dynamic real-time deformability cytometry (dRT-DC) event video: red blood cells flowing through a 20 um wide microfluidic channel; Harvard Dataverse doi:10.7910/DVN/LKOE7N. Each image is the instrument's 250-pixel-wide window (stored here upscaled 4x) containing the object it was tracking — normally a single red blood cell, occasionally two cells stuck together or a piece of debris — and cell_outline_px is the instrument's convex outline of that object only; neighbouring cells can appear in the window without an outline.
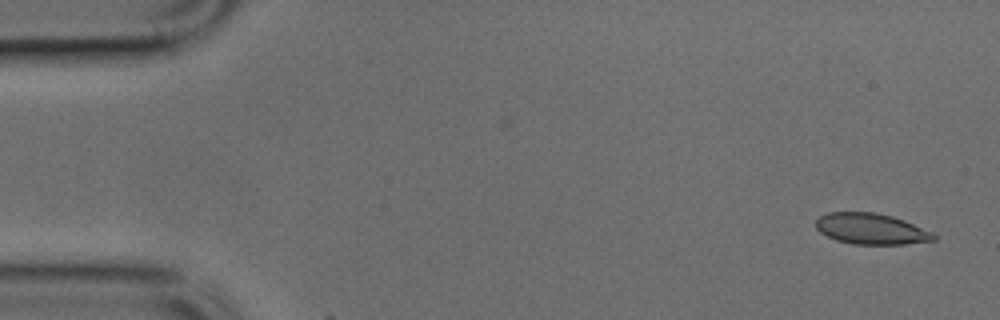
{"species": "common noctule bat (a hibernating species)", "species_latin": "Nyctalus noctula", "temperature_condition": "cold", "stored_images_in_passage": 2, "camera_frame_rate_fps": 3000, "um_per_image_px": 0.085, "animal": {"sex": "male", "body_mass_g": 17.9, "forearm_length_mm": 54.2}, "frame": {"image": 1, "passage_image": 1, "time_ms": 0.0, "image_size_px": [1000, 320], "cell_outline_px": [[936, 240], [904, 244], [852, 244], [836, 240], [820, 232], [816, 228], [816, 220], [820, 216], [828, 212], [876, 212], [892, 216], [904, 220], [932, 232], [936, 236]], "centroid_in_image_um": [74.04, 19.45], "position_along_channel_um": 11.0, "area_um2": 21.21}}